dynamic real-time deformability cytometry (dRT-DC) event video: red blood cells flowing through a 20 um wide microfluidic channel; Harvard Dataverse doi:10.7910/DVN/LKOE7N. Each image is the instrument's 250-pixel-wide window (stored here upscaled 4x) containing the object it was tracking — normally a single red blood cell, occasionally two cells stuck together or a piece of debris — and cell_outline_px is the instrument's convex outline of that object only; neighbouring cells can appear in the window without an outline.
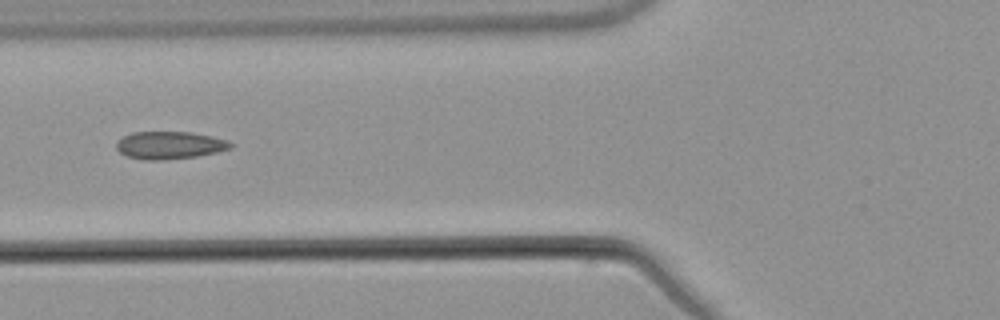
{"species": "common noctule bat (a hibernating species)", "species_latin": "Nyctalus noctula", "temperature_condition": "warm", "stored_images_in_passage": 8, "camera_frame_rate_fps": 3000, "um_per_image_px": 0.085, "animal": {"sex": "male", "body_mass_g": 21.5, "forearm_length_mm": 52.0}, "frame": {"image": 1, "passage_image": 6, "time_ms": 6.333, "image_size_px": [1000, 320], "cell_outline_px": [[232, 148], [216, 152], [196, 156], [156, 160], [148, 160], [128, 156], [120, 152], [116, 148], [116, 144], [124, 136], [132, 132], [192, 132], [212, 136], [228, 140], [232, 144]], "centroid_in_image_um": [14.44, 12.33], "position_along_channel_um": 111.4, "area_um2": 18.09}}
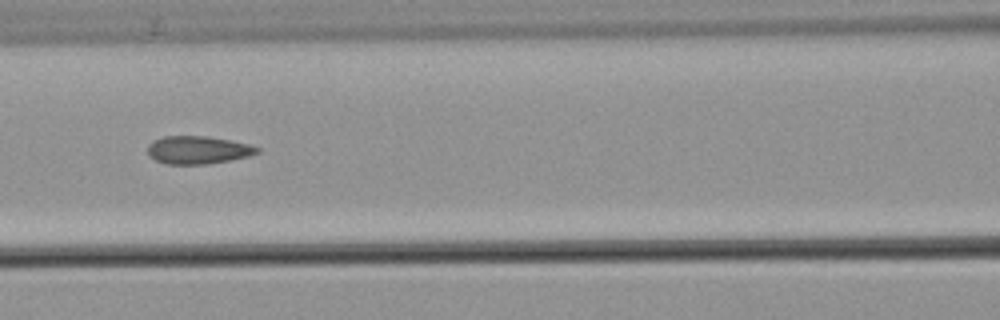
{"frame": {"image": 2, "passage_image": 7, "time_ms": 7.333, "image_size_px": [1000, 320], "cell_outline_px": [[260, 152], [248, 156], [208, 164], [168, 164], [156, 160], [148, 156], [148, 144], [152, 140], [164, 136], [208, 136], [248, 144], [260, 148]], "centroid_in_image_um": [16.79, 12.74], "position_along_channel_um": 149.8, "area_um2": 17.74}}